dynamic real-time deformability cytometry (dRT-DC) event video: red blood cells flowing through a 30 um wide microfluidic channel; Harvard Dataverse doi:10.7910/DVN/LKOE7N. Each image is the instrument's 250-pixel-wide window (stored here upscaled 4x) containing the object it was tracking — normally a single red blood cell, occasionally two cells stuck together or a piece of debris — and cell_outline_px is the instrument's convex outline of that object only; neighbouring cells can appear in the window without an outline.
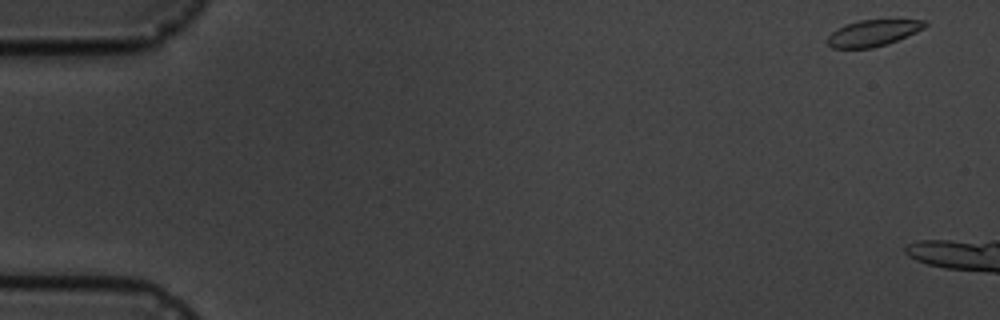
{"species": "common noctule bat (a hibernating species)", "species_latin": "Nyctalus noctula", "temperature_condition": "cold", "stored_images_in_passage": 3, "camera_frame_rate_fps": 3000, "um_per_image_px": 0.085, "animal": {"sex": "male", "body_mass_g": 19.5, "forearm_length_mm": 54.6}, "frame": {"image": 1, "passage_image": 1, "time_ms": 0.0, "image_size_px": [1000, 320], "cell_outline_px": [[928, 24], [924, 28], [908, 36], [872, 48], [832, 48], [824, 40], [836, 28], [860, 20], [924, 20]], "centroid_in_image_um": [74.17, 2.81], "position_along_channel_um": 10.8, "area_um2": 14.8}}